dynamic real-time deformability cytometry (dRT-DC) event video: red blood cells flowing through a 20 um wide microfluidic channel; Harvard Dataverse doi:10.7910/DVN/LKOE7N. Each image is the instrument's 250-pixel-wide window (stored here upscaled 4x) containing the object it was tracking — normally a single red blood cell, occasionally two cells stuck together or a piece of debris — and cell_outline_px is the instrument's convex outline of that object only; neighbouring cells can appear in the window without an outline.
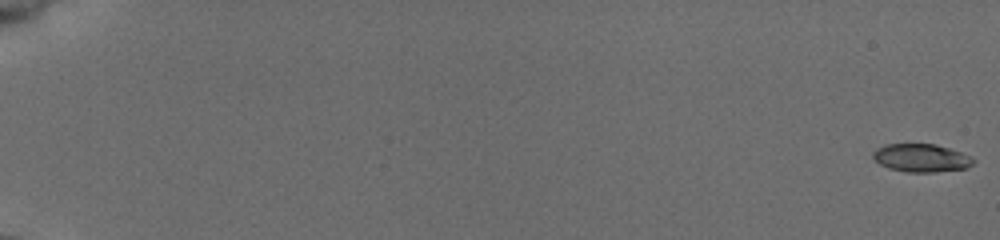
{"species": "common noctule bat (a hibernating species)", "species_latin": "Nyctalus noctula", "temperature_condition": "cold", "stored_images_in_passage": 56, "camera_frame_rate_fps": 3000, "um_per_image_px": 0.085, "animal": {"sex": "female", "body_mass_g": 19.5, "forearm_length_mm": 54.1}, "frame": {"image": 1, "passage_image": 1, "time_ms": 0.0, "image_size_px": [1000, 240], "cell_outline_px": [[976, 160], [968, 168], [932, 172], [908, 172], [888, 168], [880, 164], [872, 156], [872, 152], [876, 148], [884, 144], [936, 144], [972, 156]], "centroid_in_image_um": [78.3, 13.42], "position_along_channel_um": 6.7, "area_um2": 16.47}}
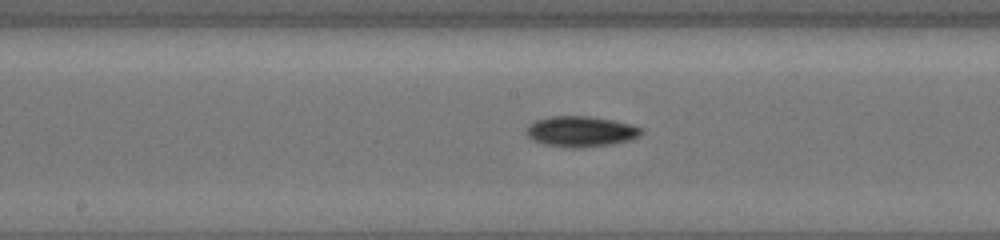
{"frame": {"image": 2, "passage_image": 32, "time_ms": 10.333, "image_size_px": [1000, 240], "cell_outline_px": [[644, 132], [640, 136], [632, 140], [612, 144], [580, 148], [572, 148], [544, 144], [532, 140], [524, 132], [528, 124], [536, 120], [548, 116], [588, 116], [612, 120], [632, 124], [644, 128]], "centroid_in_image_um": [49.39, 11.17], "position_along_channel_um": 198.8, "area_um2": 20.87}}
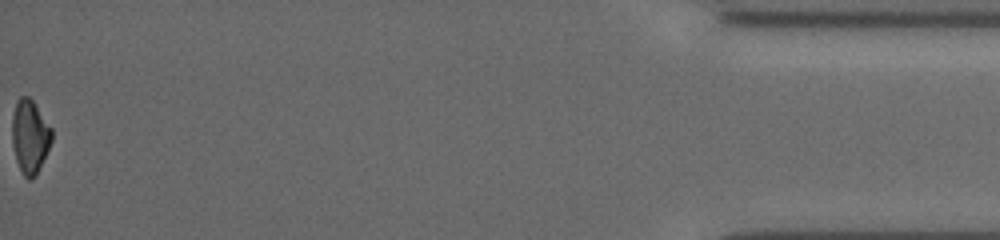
{"frame": {"image": 3, "passage_image": 56, "time_ms": 18.333, "image_size_px": [1000, 240], "cell_outline_px": [[52, 140], [36, 176], [32, 180], [28, 180], [24, 176], [16, 160], [12, 144], [12, 116], [16, 100], [20, 96], [28, 96], [32, 100], [52, 128]], "centroid_in_image_um": [2.53, 11.6], "position_along_channel_um": 432.7, "area_um2": 17.05}, "authors_computed_cell_mechanics": {"area_um2": 17.7735, "velocity_mm_per_s": 3.9307, "shape_relaxation_time_tau1_ms": 2.2235, "shape_relaxation_time_tau2_ms": null, "deformation_change_tau1": 0.1217, "deformation_change_tau2": null}}